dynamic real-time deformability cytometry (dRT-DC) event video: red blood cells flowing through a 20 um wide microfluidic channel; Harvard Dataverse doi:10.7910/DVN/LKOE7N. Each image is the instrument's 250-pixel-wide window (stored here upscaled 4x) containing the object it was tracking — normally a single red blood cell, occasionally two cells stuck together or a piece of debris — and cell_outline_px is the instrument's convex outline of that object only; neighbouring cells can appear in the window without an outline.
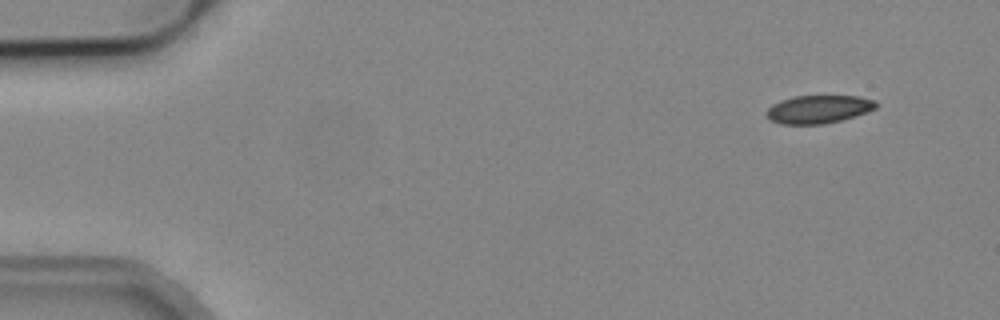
{"species": "common noctule bat (a hibernating species)", "species_latin": "Nyctalus noctula", "temperature_condition": "cold", "stored_images_in_passage": 26, "camera_frame_rate_fps": 3000, "um_per_image_px": 0.085, "animal": {"sex": "male", "body_mass_g": 19.2, "forearm_length_mm": 51.8}, "frame": {"image": 1, "passage_image": 1, "time_ms": 0.0, "image_size_px": [1000, 320], "cell_outline_px": [[876, 108], [856, 116], [824, 124], [780, 124], [768, 120], [764, 116], [764, 112], [772, 104], [780, 100], [792, 96], [860, 96], [876, 100]], "centroid_in_image_um": [69.51, 9.29], "position_along_channel_um": 15.5, "area_um2": 18.21}}
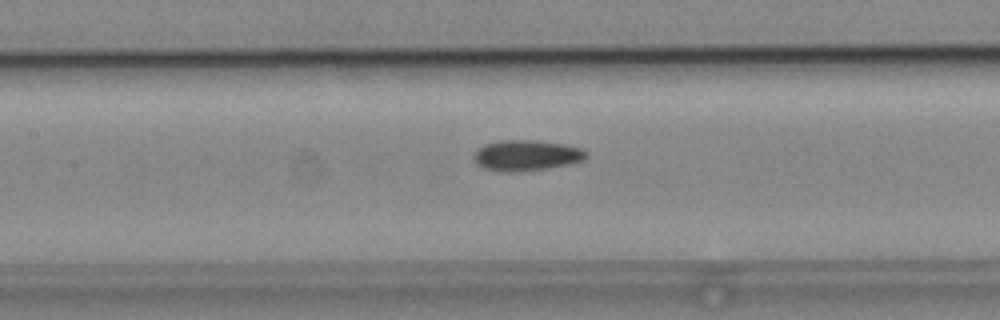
{"frame": {"image": 2, "passage_image": 21, "time_ms": 6.667, "image_size_px": [1000, 320], "cell_outline_px": [[588, 156], [584, 160], [572, 164], [548, 168], [508, 172], [484, 168], [476, 164], [472, 156], [476, 148], [484, 144], [500, 140], [532, 140], [564, 144], [580, 148], [588, 152]], "centroid_in_image_um": [44.73, 13.2], "position_along_channel_um": 162.7, "area_um2": 20.23}}
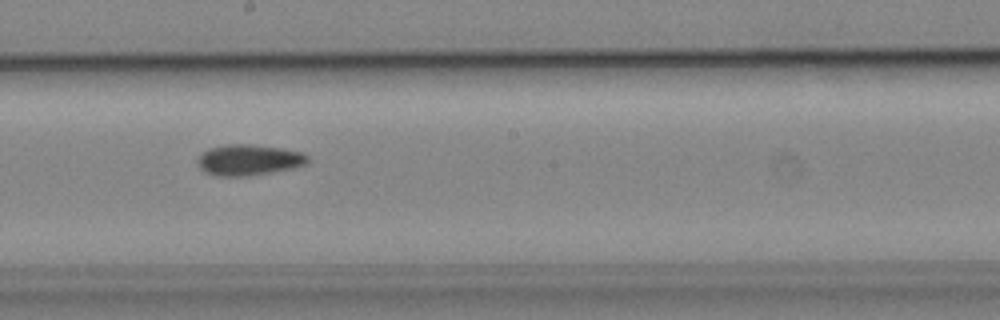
{"frame": {"image": 3, "passage_image": 26, "time_ms": 8.333, "image_size_px": [1000, 320], "cell_outline_px": [[308, 164], [296, 168], [248, 176], [216, 176], [204, 172], [196, 164], [196, 160], [208, 148], [224, 144], [248, 144], [280, 148], [300, 152], [308, 156]], "centroid_in_image_um": [21.13, 13.6], "position_along_channel_um": 227.1, "area_um2": 20.0}}